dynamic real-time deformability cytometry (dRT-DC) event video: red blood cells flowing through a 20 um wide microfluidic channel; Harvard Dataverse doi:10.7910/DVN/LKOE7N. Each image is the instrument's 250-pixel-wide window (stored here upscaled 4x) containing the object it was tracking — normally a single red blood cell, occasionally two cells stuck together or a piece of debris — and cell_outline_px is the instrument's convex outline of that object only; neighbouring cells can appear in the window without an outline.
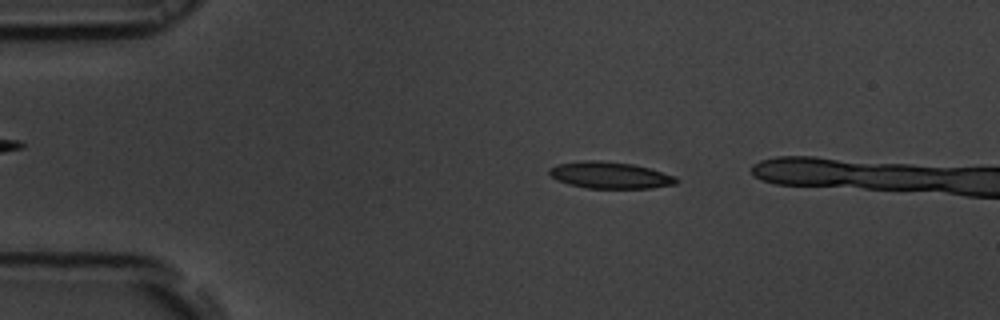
{"species": "common noctule bat (a hibernating species)", "species_latin": "Nyctalus noctula", "temperature_condition": "room temperature", "stored_images_in_passage": 47, "camera_frame_rate_fps": 3000, "um_per_image_px": 0.085, "animal": {"sex": "male", "body_mass_g": 19.5, "forearm_length_mm": 54.6}, "frame": {"image": 1, "passage_image": 11, "time_ms": 3.333, "image_size_px": [1000, 320], "cell_outline_px": [[680, 180], [676, 184], [652, 188], [588, 188], [568, 184], [556, 180], [548, 172], [548, 168], [560, 164], [584, 160], [604, 160], [632, 164], [648, 168], [676, 176]], "centroid_in_image_um": [51.86, 14.89], "position_along_channel_um": 33.1, "area_um2": 19.77}}
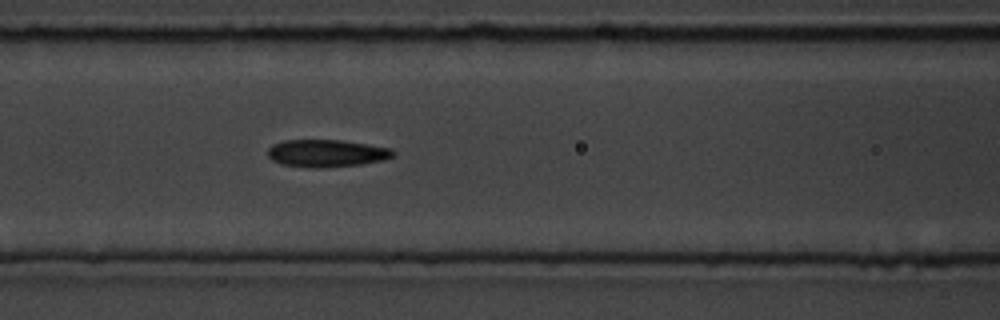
{"frame": {"image": 2, "passage_image": 23, "time_ms": 7.333, "image_size_px": [1000, 320], "cell_outline_px": [[396, 152], [392, 156], [384, 160], [360, 164], [324, 168], [308, 168], [280, 164], [272, 160], [268, 156], [268, 148], [272, 144], [284, 140], [340, 140], [368, 144], [392, 148]], "centroid_in_image_um": [27.74, 13.03], "position_along_channel_um": 138.9, "area_um2": 20.23}}
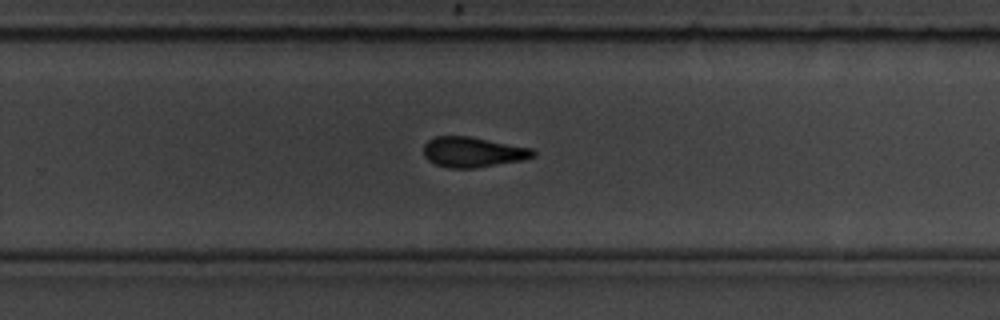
{"frame": {"image": 3, "passage_image": 35, "time_ms": 11.333, "image_size_px": [1000, 320], "cell_outline_px": [[536, 156], [524, 160], [476, 168], [448, 168], [436, 164], [428, 160], [424, 156], [424, 144], [428, 140], [436, 136], [468, 136], [532, 148], [536, 152]], "centroid_in_image_um": [40.21, 12.93], "position_along_channel_um": 289.6, "area_um2": 19.36}, "authors_computed_cell_mechanics": {"area_um2": 19.7676, "velocity_mm_per_s": 3.7893, "shape_relaxation_time_tau1_ms": 6.1702, "shape_relaxation_time_tau2_ms": 2.9669, "deformation_change_tau1": 0.1596, "deformation_change_tau2": 0.1113}}